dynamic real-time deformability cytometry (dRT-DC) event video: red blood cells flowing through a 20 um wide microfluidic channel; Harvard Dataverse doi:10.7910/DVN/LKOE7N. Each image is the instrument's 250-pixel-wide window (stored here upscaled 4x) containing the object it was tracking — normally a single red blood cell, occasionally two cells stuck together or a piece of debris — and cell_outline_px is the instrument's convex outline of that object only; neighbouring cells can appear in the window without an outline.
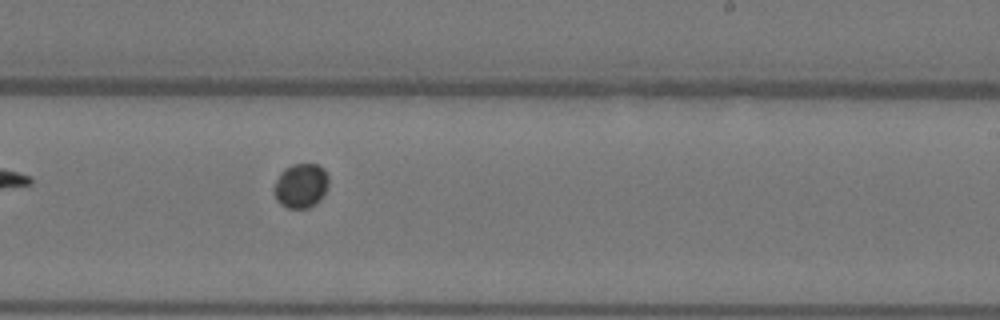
{"species": "Egyptian fruit bat (a non-hibernating species)", "species_latin": "Rousettus aegyptiacus", "temperature_condition": "warm", "stored_images_in_passage": 6, "camera_frame_rate_fps": 3000, "um_per_image_px": 0.085, "animal": {"sex": "female"}, "frame": {"image": 1, "passage_image": 6, "time_ms": 1.667, "image_size_px": [1000, 320], "cell_outline_px": [[328, 184], [320, 200], [316, 204], [308, 208], [288, 208], [280, 204], [276, 200], [276, 180], [280, 172], [284, 168], [292, 164], [316, 164], [324, 168], [328, 176]], "centroid_in_image_um": [25.59, 15.77], "position_along_channel_um": 263.4, "area_um2": 14.05}}